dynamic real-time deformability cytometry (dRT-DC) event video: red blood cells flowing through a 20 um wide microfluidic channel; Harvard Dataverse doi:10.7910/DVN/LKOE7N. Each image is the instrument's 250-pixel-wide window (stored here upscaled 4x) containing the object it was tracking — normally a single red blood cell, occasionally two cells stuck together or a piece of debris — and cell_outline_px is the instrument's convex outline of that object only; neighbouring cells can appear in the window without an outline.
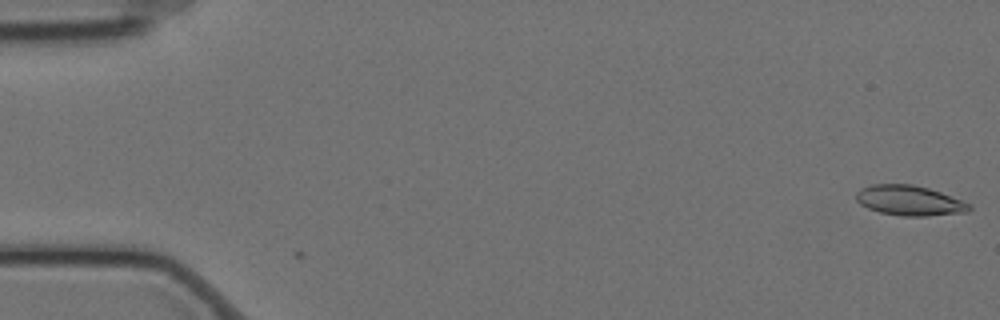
{"species": "Egyptian fruit bat (a non-hibernating species)", "species_latin": "Rousettus aegyptiacus", "temperature_condition": "cold", "stored_images_in_passage": 4, "camera_frame_rate_fps": 3000, "um_per_image_px": 0.085, "animal": {"sex": "female"}, "frame": {"image": 1, "passage_image": 1, "time_ms": 0.0, "image_size_px": [1000, 320], "cell_outline_px": [[972, 208], [968, 212], [924, 216], [900, 216], [880, 212], [868, 208], [860, 204], [856, 200], [856, 192], [860, 188], [872, 184], [912, 184], [928, 188], [940, 192], [972, 204]], "centroid_in_image_um": [77.3, 17.04], "position_along_channel_um": 7.7, "area_um2": 19.88}}